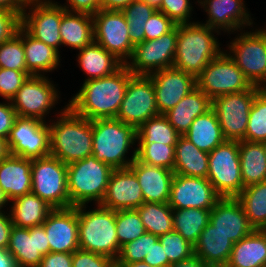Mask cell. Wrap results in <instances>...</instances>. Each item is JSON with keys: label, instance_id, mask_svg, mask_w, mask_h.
<instances>
[{"label": "cell", "instance_id": "cell-53", "mask_svg": "<svg viewBox=\"0 0 266 267\" xmlns=\"http://www.w3.org/2000/svg\"><path fill=\"white\" fill-rule=\"evenodd\" d=\"M7 102L9 103H0V137L3 139L8 138L15 119L18 117L11 102Z\"/></svg>", "mask_w": 266, "mask_h": 267}, {"label": "cell", "instance_id": "cell-23", "mask_svg": "<svg viewBox=\"0 0 266 267\" xmlns=\"http://www.w3.org/2000/svg\"><path fill=\"white\" fill-rule=\"evenodd\" d=\"M209 223L234 244L254 230L236 197L220 198L211 209Z\"/></svg>", "mask_w": 266, "mask_h": 267}, {"label": "cell", "instance_id": "cell-50", "mask_svg": "<svg viewBox=\"0 0 266 267\" xmlns=\"http://www.w3.org/2000/svg\"><path fill=\"white\" fill-rule=\"evenodd\" d=\"M176 24L164 13L156 10L145 25V40H155L170 32Z\"/></svg>", "mask_w": 266, "mask_h": 267}, {"label": "cell", "instance_id": "cell-63", "mask_svg": "<svg viewBox=\"0 0 266 267\" xmlns=\"http://www.w3.org/2000/svg\"><path fill=\"white\" fill-rule=\"evenodd\" d=\"M116 267H154L143 261L132 262V263H116Z\"/></svg>", "mask_w": 266, "mask_h": 267}, {"label": "cell", "instance_id": "cell-11", "mask_svg": "<svg viewBox=\"0 0 266 267\" xmlns=\"http://www.w3.org/2000/svg\"><path fill=\"white\" fill-rule=\"evenodd\" d=\"M178 25L155 40H144L134 46L130 62L125 65L133 75H149L173 67L177 47Z\"/></svg>", "mask_w": 266, "mask_h": 267}, {"label": "cell", "instance_id": "cell-64", "mask_svg": "<svg viewBox=\"0 0 266 267\" xmlns=\"http://www.w3.org/2000/svg\"><path fill=\"white\" fill-rule=\"evenodd\" d=\"M22 3L27 7L33 4H48L52 3V0H22Z\"/></svg>", "mask_w": 266, "mask_h": 267}, {"label": "cell", "instance_id": "cell-51", "mask_svg": "<svg viewBox=\"0 0 266 267\" xmlns=\"http://www.w3.org/2000/svg\"><path fill=\"white\" fill-rule=\"evenodd\" d=\"M72 267H116L112 258L78 249L72 253Z\"/></svg>", "mask_w": 266, "mask_h": 267}, {"label": "cell", "instance_id": "cell-28", "mask_svg": "<svg viewBox=\"0 0 266 267\" xmlns=\"http://www.w3.org/2000/svg\"><path fill=\"white\" fill-rule=\"evenodd\" d=\"M211 108L212 100L196 86L164 115L174 129L180 135H184L189 130L194 119Z\"/></svg>", "mask_w": 266, "mask_h": 267}, {"label": "cell", "instance_id": "cell-4", "mask_svg": "<svg viewBox=\"0 0 266 267\" xmlns=\"http://www.w3.org/2000/svg\"><path fill=\"white\" fill-rule=\"evenodd\" d=\"M93 151L92 155L113 169L129 168L136 159V148L132 156L125 155L137 142V130L116 118L92 120Z\"/></svg>", "mask_w": 266, "mask_h": 267}, {"label": "cell", "instance_id": "cell-57", "mask_svg": "<svg viewBox=\"0 0 266 267\" xmlns=\"http://www.w3.org/2000/svg\"><path fill=\"white\" fill-rule=\"evenodd\" d=\"M12 227L10 214L6 215L5 212H0V249L8 248Z\"/></svg>", "mask_w": 266, "mask_h": 267}, {"label": "cell", "instance_id": "cell-31", "mask_svg": "<svg viewBox=\"0 0 266 267\" xmlns=\"http://www.w3.org/2000/svg\"><path fill=\"white\" fill-rule=\"evenodd\" d=\"M209 153L200 150L184 135H180L175 146L174 174L207 178Z\"/></svg>", "mask_w": 266, "mask_h": 267}, {"label": "cell", "instance_id": "cell-56", "mask_svg": "<svg viewBox=\"0 0 266 267\" xmlns=\"http://www.w3.org/2000/svg\"><path fill=\"white\" fill-rule=\"evenodd\" d=\"M143 262L154 267H168L170 265L159 240L152 246L150 252L144 257Z\"/></svg>", "mask_w": 266, "mask_h": 267}, {"label": "cell", "instance_id": "cell-32", "mask_svg": "<svg viewBox=\"0 0 266 267\" xmlns=\"http://www.w3.org/2000/svg\"><path fill=\"white\" fill-rule=\"evenodd\" d=\"M54 208L34 193L12 200L10 217L13 225L30 228L41 226Z\"/></svg>", "mask_w": 266, "mask_h": 267}, {"label": "cell", "instance_id": "cell-25", "mask_svg": "<svg viewBox=\"0 0 266 267\" xmlns=\"http://www.w3.org/2000/svg\"><path fill=\"white\" fill-rule=\"evenodd\" d=\"M129 168L137 176L144 202L168 203L174 171L135 159Z\"/></svg>", "mask_w": 266, "mask_h": 267}, {"label": "cell", "instance_id": "cell-59", "mask_svg": "<svg viewBox=\"0 0 266 267\" xmlns=\"http://www.w3.org/2000/svg\"><path fill=\"white\" fill-rule=\"evenodd\" d=\"M168 267H210L201 258L193 255L192 257L170 264Z\"/></svg>", "mask_w": 266, "mask_h": 267}, {"label": "cell", "instance_id": "cell-26", "mask_svg": "<svg viewBox=\"0 0 266 267\" xmlns=\"http://www.w3.org/2000/svg\"><path fill=\"white\" fill-rule=\"evenodd\" d=\"M32 159L8 155L0 160V187L7 199H13L32 191Z\"/></svg>", "mask_w": 266, "mask_h": 267}, {"label": "cell", "instance_id": "cell-18", "mask_svg": "<svg viewBox=\"0 0 266 267\" xmlns=\"http://www.w3.org/2000/svg\"><path fill=\"white\" fill-rule=\"evenodd\" d=\"M220 198L207 178L174 174L168 205L172 209L211 210Z\"/></svg>", "mask_w": 266, "mask_h": 267}, {"label": "cell", "instance_id": "cell-37", "mask_svg": "<svg viewBox=\"0 0 266 267\" xmlns=\"http://www.w3.org/2000/svg\"><path fill=\"white\" fill-rule=\"evenodd\" d=\"M211 210L198 208L173 209V230L195 245L210 221Z\"/></svg>", "mask_w": 266, "mask_h": 267}, {"label": "cell", "instance_id": "cell-8", "mask_svg": "<svg viewBox=\"0 0 266 267\" xmlns=\"http://www.w3.org/2000/svg\"><path fill=\"white\" fill-rule=\"evenodd\" d=\"M207 179L221 198L237 197L242 192L238 141L225 140L209 153Z\"/></svg>", "mask_w": 266, "mask_h": 267}, {"label": "cell", "instance_id": "cell-1", "mask_svg": "<svg viewBox=\"0 0 266 267\" xmlns=\"http://www.w3.org/2000/svg\"><path fill=\"white\" fill-rule=\"evenodd\" d=\"M133 74L124 64L115 73L84 81L81 89L68 103L79 116L89 120L116 118L126 87Z\"/></svg>", "mask_w": 266, "mask_h": 267}, {"label": "cell", "instance_id": "cell-58", "mask_svg": "<svg viewBox=\"0 0 266 267\" xmlns=\"http://www.w3.org/2000/svg\"><path fill=\"white\" fill-rule=\"evenodd\" d=\"M134 0H99L100 9L122 11Z\"/></svg>", "mask_w": 266, "mask_h": 267}, {"label": "cell", "instance_id": "cell-39", "mask_svg": "<svg viewBox=\"0 0 266 267\" xmlns=\"http://www.w3.org/2000/svg\"><path fill=\"white\" fill-rule=\"evenodd\" d=\"M137 211L146 232L161 236L173 231V209L168 203L144 202Z\"/></svg>", "mask_w": 266, "mask_h": 267}, {"label": "cell", "instance_id": "cell-5", "mask_svg": "<svg viewBox=\"0 0 266 267\" xmlns=\"http://www.w3.org/2000/svg\"><path fill=\"white\" fill-rule=\"evenodd\" d=\"M86 211L78 206L79 249L101 254L117 260L121 247L116 233V211L97 204Z\"/></svg>", "mask_w": 266, "mask_h": 267}, {"label": "cell", "instance_id": "cell-21", "mask_svg": "<svg viewBox=\"0 0 266 267\" xmlns=\"http://www.w3.org/2000/svg\"><path fill=\"white\" fill-rule=\"evenodd\" d=\"M42 226L50 252L73 253L79 249L78 206L54 208Z\"/></svg>", "mask_w": 266, "mask_h": 267}, {"label": "cell", "instance_id": "cell-60", "mask_svg": "<svg viewBox=\"0 0 266 267\" xmlns=\"http://www.w3.org/2000/svg\"><path fill=\"white\" fill-rule=\"evenodd\" d=\"M0 8L22 15L26 6L22 3V0H0Z\"/></svg>", "mask_w": 266, "mask_h": 267}, {"label": "cell", "instance_id": "cell-36", "mask_svg": "<svg viewBox=\"0 0 266 267\" xmlns=\"http://www.w3.org/2000/svg\"><path fill=\"white\" fill-rule=\"evenodd\" d=\"M243 187L266 181V154L261 142L239 141Z\"/></svg>", "mask_w": 266, "mask_h": 267}, {"label": "cell", "instance_id": "cell-24", "mask_svg": "<svg viewBox=\"0 0 266 267\" xmlns=\"http://www.w3.org/2000/svg\"><path fill=\"white\" fill-rule=\"evenodd\" d=\"M198 2L208 14L207 23L204 25L210 28L230 33L239 31L238 29L242 31L243 27L253 24L244 6V0H198Z\"/></svg>", "mask_w": 266, "mask_h": 267}, {"label": "cell", "instance_id": "cell-9", "mask_svg": "<svg viewBox=\"0 0 266 267\" xmlns=\"http://www.w3.org/2000/svg\"><path fill=\"white\" fill-rule=\"evenodd\" d=\"M222 52L196 77V86L211 100L215 97L249 90L252 84L227 54Z\"/></svg>", "mask_w": 266, "mask_h": 267}, {"label": "cell", "instance_id": "cell-67", "mask_svg": "<svg viewBox=\"0 0 266 267\" xmlns=\"http://www.w3.org/2000/svg\"><path fill=\"white\" fill-rule=\"evenodd\" d=\"M255 88H266V73L261 81L255 86Z\"/></svg>", "mask_w": 266, "mask_h": 267}, {"label": "cell", "instance_id": "cell-52", "mask_svg": "<svg viewBox=\"0 0 266 267\" xmlns=\"http://www.w3.org/2000/svg\"><path fill=\"white\" fill-rule=\"evenodd\" d=\"M21 27V15L0 8V44L10 40Z\"/></svg>", "mask_w": 266, "mask_h": 267}, {"label": "cell", "instance_id": "cell-29", "mask_svg": "<svg viewBox=\"0 0 266 267\" xmlns=\"http://www.w3.org/2000/svg\"><path fill=\"white\" fill-rule=\"evenodd\" d=\"M79 51L78 65L89 75L85 81L109 76L124 65L114 54L106 51L94 40Z\"/></svg>", "mask_w": 266, "mask_h": 267}, {"label": "cell", "instance_id": "cell-15", "mask_svg": "<svg viewBox=\"0 0 266 267\" xmlns=\"http://www.w3.org/2000/svg\"><path fill=\"white\" fill-rule=\"evenodd\" d=\"M240 34L230 42L228 55L252 86H256L266 73V29Z\"/></svg>", "mask_w": 266, "mask_h": 267}, {"label": "cell", "instance_id": "cell-48", "mask_svg": "<svg viewBox=\"0 0 266 267\" xmlns=\"http://www.w3.org/2000/svg\"><path fill=\"white\" fill-rule=\"evenodd\" d=\"M29 76L27 71L0 68V96L11 101Z\"/></svg>", "mask_w": 266, "mask_h": 267}, {"label": "cell", "instance_id": "cell-61", "mask_svg": "<svg viewBox=\"0 0 266 267\" xmlns=\"http://www.w3.org/2000/svg\"><path fill=\"white\" fill-rule=\"evenodd\" d=\"M0 267H17L14 257L7 249H0Z\"/></svg>", "mask_w": 266, "mask_h": 267}, {"label": "cell", "instance_id": "cell-2", "mask_svg": "<svg viewBox=\"0 0 266 267\" xmlns=\"http://www.w3.org/2000/svg\"><path fill=\"white\" fill-rule=\"evenodd\" d=\"M50 129V155L69 164L92 155V121L77 115L68 105Z\"/></svg>", "mask_w": 266, "mask_h": 267}, {"label": "cell", "instance_id": "cell-27", "mask_svg": "<svg viewBox=\"0 0 266 267\" xmlns=\"http://www.w3.org/2000/svg\"><path fill=\"white\" fill-rule=\"evenodd\" d=\"M234 243L208 223L194 245V255L201 258L210 267H226Z\"/></svg>", "mask_w": 266, "mask_h": 267}, {"label": "cell", "instance_id": "cell-13", "mask_svg": "<svg viewBox=\"0 0 266 267\" xmlns=\"http://www.w3.org/2000/svg\"><path fill=\"white\" fill-rule=\"evenodd\" d=\"M46 123L35 118L17 117L6 139L10 155L27 159L50 155V129Z\"/></svg>", "mask_w": 266, "mask_h": 267}, {"label": "cell", "instance_id": "cell-3", "mask_svg": "<svg viewBox=\"0 0 266 267\" xmlns=\"http://www.w3.org/2000/svg\"><path fill=\"white\" fill-rule=\"evenodd\" d=\"M213 31L220 33L200 22L178 24L173 67L196 78L212 59L217 58L223 52L219 48L220 45Z\"/></svg>", "mask_w": 266, "mask_h": 267}, {"label": "cell", "instance_id": "cell-35", "mask_svg": "<svg viewBox=\"0 0 266 267\" xmlns=\"http://www.w3.org/2000/svg\"><path fill=\"white\" fill-rule=\"evenodd\" d=\"M198 149L210 153L225 141L214 110L196 117L184 134Z\"/></svg>", "mask_w": 266, "mask_h": 267}, {"label": "cell", "instance_id": "cell-68", "mask_svg": "<svg viewBox=\"0 0 266 267\" xmlns=\"http://www.w3.org/2000/svg\"><path fill=\"white\" fill-rule=\"evenodd\" d=\"M256 90L266 98V88H256Z\"/></svg>", "mask_w": 266, "mask_h": 267}, {"label": "cell", "instance_id": "cell-41", "mask_svg": "<svg viewBox=\"0 0 266 267\" xmlns=\"http://www.w3.org/2000/svg\"><path fill=\"white\" fill-rule=\"evenodd\" d=\"M155 11L142 0H134L122 10L129 26V39L134 46L145 40L146 22Z\"/></svg>", "mask_w": 266, "mask_h": 267}, {"label": "cell", "instance_id": "cell-44", "mask_svg": "<svg viewBox=\"0 0 266 267\" xmlns=\"http://www.w3.org/2000/svg\"><path fill=\"white\" fill-rule=\"evenodd\" d=\"M146 232L137 209L116 211V233L120 247Z\"/></svg>", "mask_w": 266, "mask_h": 267}, {"label": "cell", "instance_id": "cell-33", "mask_svg": "<svg viewBox=\"0 0 266 267\" xmlns=\"http://www.w3.org/2000/svg\"><path fill=\"white\" fill-rule=\"evenodd\" d=\"M23 47L26 59V71L30 76H44L60 63V53L51 46L33 38L23 29Z\"/></svg>", "mask_w": 266, "mask_h": 267}, {"label": "cell", "instance_id": "cell-34", "mask_svg": "<svg viewBox=\"0 0 266 267\" xmlns=\"http://www.w3.org/2000/svg\"><path fill=\"white\" fill-rule=\"evenodd\" d=\"M62 44L72 49H82L94 40L93 17L91 14L68 12L62 15L60 25Z\"/></svg>", "mask_w": 266, "mask_h": 267}, {"label": "cell", "instance_id": "cell-12", "mask_svg": "<svg viewBox=\"0 0 266 267\" xmlns=\"http://www.w3.org/2000/svg\"><path fill=\"white\" fill-rule=\"evenodd\" d=\"M158 115L152 80L146 75H133L129 79L116 119L137 130L144 122Z\"/></svg>", "mask_w": 266, "mask_h": 267}, {"label": "cell", "instance_id": "cell-62", "mask_svg": "<svg viewBox=\"0 0 266 267\" xmlns=\"http://www.w3.org/2000/svg\"><path fill=\"white\" fill-rule=\"evenodd\" d=\"M9 154L7 140L0 137V160L6 158Z\"/></svg>", "mask_w": 266, "mask_h": 267}, {"label": "cell", "instance_id": "cell-69", "mask_svg": "<svg viewBox=\"0 0 266 267\" xmlns=\"http://www.w3.org/2000/svg\"><path fill=\"white\" fill-rule=\"evenodd\" d=\"M263 147H264V150H265V154H266V140H264L263 142H261Z\"/></svg>", "mask_w": 266, "mask_h": 267}, {"label": "cell", "instance_id": "cell-65", "mask_svg": "<svg viewBox=\"0 0 266 267\" xmlns=\"http://www.w3.org/2000/svg\"><path fill=\"white\" fill-rule=\"evenodd\" d=\"M8 202H10V201L7 199L5 193L3 192L2 188L0 187V212H4L2 210V208H4V206L6 204H8Z\"/></svg>", "mask_w": 266, "mask_h": 267}, {"label": "cell", "instance_id": "cell-19", "mask_svg": "<svg viewBox=\"0 0 266 267\" xmlns=\"http://www.w3.org/2000/svg\"><path fill=\"white\" fill-rule=\"evenodd\" d=\"M153 83L159 114H165L196 87V78L175 67L147 75Z\"/></svg>", "mask_w": 266, "mask_h": 267}, {"label": "cell", "instance_id": "cell-22", "mask_svg": "<svg viewBox=\"0 0 266 267\" xmlns=\"http://www.w3.org/2000/svg\"><path fill=\"white\" fill-rule=\"evenodd\" d=\"M144 203L137 176L130 168L114 169L101 206L113 211L137 209Z\"/></svg>", "mask_w": 266, "mask_h": 267}, {"label": "cell", "instance_id": "cell-30", "mask_svg": "<svg viewBox=\"0 0 266 267\" xmlns=\"http://www.w3.org/2000/svg\"><path fill=\"white\" fill-rule=\"evenodd\" d=\"M226 267H266V232L254 229L235 243Z\"/></svg>", "mask_w": 266, "mask_h": 267}, {"label": "cell", "instance_id": "cell-38", "mask_svg": "<svg viewBox=\"0 0 266 267\" xmlns=\"http://www.w3.org/2000/svg\"><path fill=\"white\" fill-rule=\"evenodd\" d=\"M236 198L243 206L250 225L256 230H265L266 181L243 188Z\"/></svg>", "mask_w": 266, "mask_h": 267}, {"label": "cell", "instance_id": "cell-46", "mask_svg": "<svg viewBox=\"0 0 266 267\" xmlns=\"http://www.w3.org/2000/svg\"><path fill=\"white\" fill-rule=\"evenodd\" d=\"M159 241L170 264L186 260L194 255V245L174 230L159 236Z\"/></svg>", "mask_w": 266, "mask_h": 267}, {"label": "cell", "instance_id": "cell-43", "mask_svg": "<svg viewBox=\"0 0 266 267\" xmlns=\"http://www.w3.org/2000/svg\"><path fill=\"white\" fill-rule=\"evenodd\" d=\"M0 68L26 71L22 27L10 40L0 44Z\"/></svg>", "mask_w": 266, "mask_h": 267}, {"label": "cell", "instance_id": "cell-54", "mask_svg": "<svg viewBox=\"0 0 266 267\" xmlns=\"http://www.w3.org/2000/svg\"><path fill=\"white\" fill-rule=\"evenodd\" d=\"M68 6L61 5L68 12L87 13L94 15L100 10L99 0H66ZM71 8V9H70Z\"/></svg>", "mask_w": 266, "mask_h": 267}, {"label": "cell", "instance_id": "cell-49", "mask_svg": "<svg viewBox=\"0 0 266 267\" xmlns=\"http://www.w3.org/2000/svg\"><path fill=\"white\" fill-rule=\"evenodd\" d=\"M190 0H163L159 11L169 17L176 25L188 24L192 10Z\"/></svg>", "mask_w": 266, "mask_h": 267}, {"label": "cell", "instance_id": "cell-55", "mask_svg": "<svg viewBox=\"0 0 266 267\" xmlns=\"http://www.w3.org/2000/svg\"><path fill=\"white\" fill-rule=\"evenodd\" d=\"M38 267H72V253L49 252Z\"/></svg>", "mask_w": 266, "mask_h": 267}, {"label": "cell", "instance_id": "cell-14", "mask_svg": "<svg viewBox=\"0 0 266 267\" xmlns=\"http://www.w3.org/2000/svg\"><path fill=\"white\" fill-rule=\"evenodd\" d=\"M92 17L94 41L125 64L133 54L134 45L123 12L100 9Z\"/></svg>", "mask_w": 266, "mask_h": 267}, {"label": "cell", "instance_id": "cell-7", "mask_svg": "<svg viewBox=\"0 0 266 267\" xmlns=\"http://www.w3.org/2000/svg\"><path fill=\"white\" fill-rule=\"evenodd\" d=\"M32 193L53 208L70 207L67 164L52 155L32 159Z\"/></svg>", "mask_w": 266, "mask_h": 267}, {"label": "cell", "instance_id": "cell-17", "mask_svg": "<svg viewBox=\"0 0 266 267\" xmlns=\"http://www.w3.org/2000/svg\"><path fill=\"white\" fill-rule=\"evenodd\" d=\"M28 6L21 15V27L33 38L59 52L58 48L62 45L60 25L66 10L57 2ZM27 9H30L28 14Z\"/></svg>", "mask_w": 266, "mask_h": 267}, {"label": "cell", "instance_id": "cell-66", "mask_svg": "<svg viewBox=\"0 0 266 267\" xmlns=\"http://www.w3.org/2000/svg\"><path fill=\"white\" fill-rule=\"evenodd\" d=\"M142 1L152 6L154 9L159 10L163 0H142Z\"/></svg>", "mask_w": 266, "mask_h": 267}, {"label": "cell", "instance_id": "cell-47", "mask_svg": "<svg viewBox=\"0 0 266 267\" xmlns=\"http://www.w3.org/2000/svg\"><path fill=\"white\" fill-rule=\"evenodd\" d=\"M159 240V236L145 232L136 240L126 243L121 247L116 263H132L143 261L152 246Z\"/></svg>", "mask_w": 266, "mask_h": 267}, {"label": "cell", "instance_id": "cell-40", "mask_svg": "<svg viewBox=\"0 0 266 267\" xmlns=\"http://www.w3.org/2000/svg\"><path fill=\"white\" fill-rule=\"evenodd\" d=\"M180 134L169 123L164 114L152 117L137 129L138 143L160 142L176 146Z\"/></svg>", "mask_w": 266, "mask_h": 267}, {"label": "cell", "instance_id": "cell-20", "mask_svg": "<svg viewBox=\"0 0 266 267\" xmlns=\"http://www.w3.org/2000/svg\"><path fill=\"white\" fill-rule=\"evenodd\" d=\"M44 227L30 228L13 225L7 250L14 257L17 267H38L50 246Z\"/></svg>", "mask_w": 266, "mask_h": 267}, {"label": "cell", "instance_id": "cell-16", "mask_svg": "<svg viewBox=\"0 0 266 267\" xmlns=\"http://www.w3.org/2000/svg\"><path fill=\"white\" fill-rule=\"evenodd\" d=\"M58 96L55 85L46 76H29L10 102L18 117L46 122L45 115L55 107Z\"/></svg>", "mask_w": 266, "mask_h": 267}, {"label": "cell", "instance_id": "cell-10", "mask_svg": "<svg viewBox=\"0 0 266 267\" xmlns=\"http://www.w3.org/2000/svg\"><path fill=\"white\" fill-rule=\"evenodd\" d=\"M255 86L238 93L224 94L212 100L225 140H245L250 108L257 94Z\"/></svg>", "mask_w": 266, "mask_h": 267}, {"label": "cell", "instance_id": "cell-6", "mask_svg": "<svg viewBox=\"0 0 266 267\" xmlns=\"http://www.w3.org/2000/svg\"><path fill=\"white\" fill-rule=\"evenodd\" d=\"M114 169L93 155L67 164V183L71 206L86 205L91 201L101 204Z\"/></svg>", "mask_w": 266, "mask_h": 267}, {"label": "cell", "instance_id": "cell-42", "mask_svg": "<svg viewBox=\"0 0 266 267\" xmlns=\"http://www.w3.org/2000/svg\"><path fill=\"white\" fill-rule=\"evenodd\" d=\"M136 159L144 164L163 167L173 171L175 146L160 142L138 143Z\"/></svg>", "mask_w": 266, "mask_h": 267}, {"label": "cell", "instance_id": "cell-45", "mask_svg": "<svg viewBox=\"0 0 266 267\" xmlns=\"http://www.w3.org/2000/svg\"><path fill=\"white\" fill-rule=\"evenodd\" d=\"M245 140L250 142L266 140V98L259 92L250 108Z\"/></svg>", "mask_w": 266, "mask_h": 267}]
</instances>
